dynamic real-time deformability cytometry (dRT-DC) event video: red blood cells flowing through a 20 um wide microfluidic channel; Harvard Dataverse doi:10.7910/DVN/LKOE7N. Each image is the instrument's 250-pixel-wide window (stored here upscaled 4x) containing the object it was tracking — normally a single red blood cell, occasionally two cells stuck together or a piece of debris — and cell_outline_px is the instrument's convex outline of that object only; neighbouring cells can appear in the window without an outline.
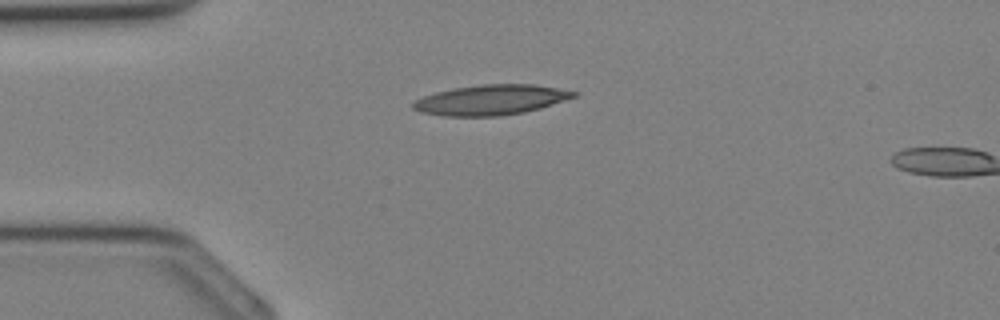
{"species": "Egyptian fruit bat (a non-hibernating species)", "species_latin": "Rousettus aegyptiacus", "temperature_condition": "cold", "stored_images_in_passage": 5, "camera_frame_rate_fps": 3000, "um_per_image_px": 0.085, "animal": {"sex": "female"}, "frame": {"image": 1, "passage_image": 4, "time_ms": 1.0, "image_size_px": [1000, 320], "cell_outline_px": [[580, 92], [576, 96], [540, 108], [524, 112], [500, 116], [444, 116], [420, 112], [412, 108], [412, 104], [416, 100], [424, 96], [436, 92], [456, 88], [480, 84], [532, 84]], "centroid_in_image_um": [41.72, 8.49], "position_along_channel_um": 43.3, "area_um2": 28.03}}